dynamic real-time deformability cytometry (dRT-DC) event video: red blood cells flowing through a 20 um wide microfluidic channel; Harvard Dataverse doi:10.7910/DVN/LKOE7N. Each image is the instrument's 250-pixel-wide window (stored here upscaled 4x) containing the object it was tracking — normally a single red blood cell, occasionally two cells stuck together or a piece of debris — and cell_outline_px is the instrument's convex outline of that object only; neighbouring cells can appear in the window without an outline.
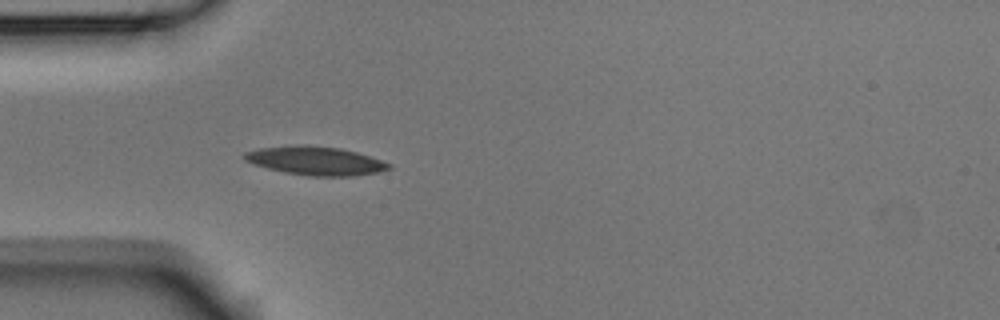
{"species": "Egyptian fruit bat (a non-hibernating species)", "species_latin": "Rousettus aegyptiacus", "temperature_condition": "room temperature", "stored_images_in_passage": 5, "camera_frame_rate_fps": 3000, "um_per_image_px": 0.085, "animal": {"sex": "male"}, "frame": {"image": 1, "passage_image": 5, "time_ms": 1.333, "image_size_px": [1000, 320], "cell_outline_px": [[392, 168], [376, 172], [352, 176], [308, 176], [284, 172], [268, 168], [244, 160], [240, 156], [244, 152], [260, 148], [296, 144], [308, 144], [340, 148], [356, 152], [392, 164]], "centroid_in_image_um": [26.78, 13.65], "position_along_channel_um": 58.2, "area_um2": 24.16}}